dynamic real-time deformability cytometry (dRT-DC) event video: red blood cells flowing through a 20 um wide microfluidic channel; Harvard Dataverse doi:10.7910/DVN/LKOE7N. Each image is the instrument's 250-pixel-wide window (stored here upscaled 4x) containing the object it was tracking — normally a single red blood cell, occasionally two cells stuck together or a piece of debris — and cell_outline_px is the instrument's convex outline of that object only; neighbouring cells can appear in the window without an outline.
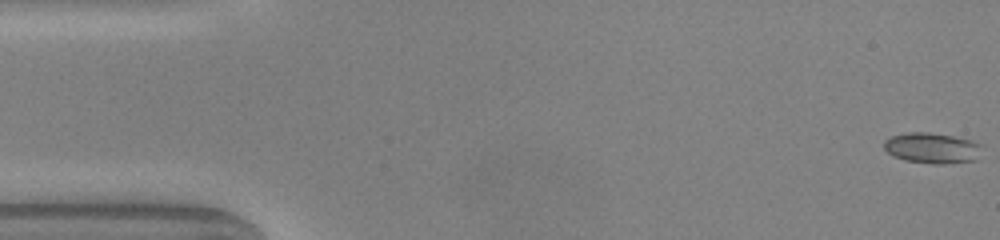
{"species": "common noctule bat (a hibernating species)", "species_latin": "Nyctalus noctula", "temperature_condition": "warm", "stored_images_in_passage": 50, "camera_frame_rate_fps": 3000, "um_per_image_px": 0.085, "animal": {"sex": "male", "body_mass_g": 20.0, "forearm_length_mm": 53.3}, "frame": {"image": 1, "passage_image": 1, "time_ms": 0.0, "image_size_px": [1000, 240], "cell_outline_px": [[980, 144], [976, 160], [944, 164], [932, 164], [904, 160], [892, 156], [884, 148], [884, 140], [892, 136], [908, 132], [928, 132], [952, 136], [968, 140]], "centroid_in_image_um": [79.16, 12.59], "position_along_channel_um": 5.8, "area_um2": 17.28}}
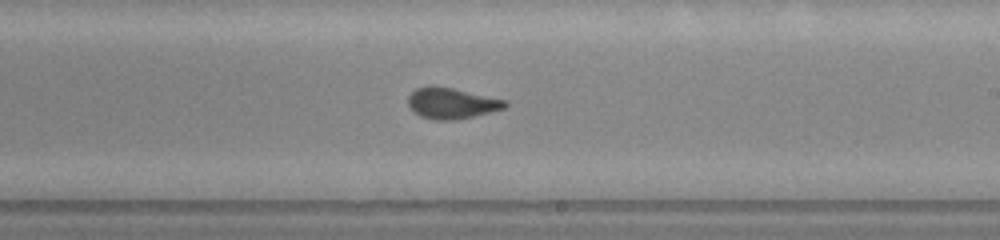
{"frame": {"image": 2, "passage_image": 29, "time_ms": 9.333, "image_size_px": [1000, 240], "cell_outline_px": [[508, 104], [504, 108], [472, 116], [452, 120], [436, 120], [420, 116], [408, 104], [408, 96], [416, 88], [432, 84], [452, 88], [508, 100]], "centroid_in_image_um": [38.38, 8.75], "position_along_channel_um": 250.6, "area_um2": 17.34}}
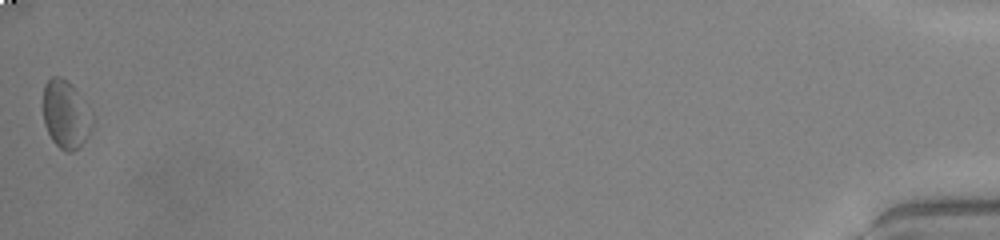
{"frame": {"image": 3, "passage_image": 50, "time_ms": 16.333, "image_size_px": [1000, 240], "cell_outline_px": [[92, 128], [84, 140], [72, 152], [68, 152], [60, 148], [52, 140], [44, 124], [44, 84], [52, 76], [60, 76], [68, 80], [92, 112]], "centroid_in_image_um": [5.58, 9.7], "position_along_channel_um": 429.6, "area_um2": 19.25}, "authors_computed_cell_mechanics": {"area_um2": 17.2822, "velocity_mm_per_s": 4.0359, "shape_relaxation_time_tau1_ms": 5.3998, "shape_relaxation_time_tau2_ms": 1.0532, "deformation_change_tau1": 0.1291, "deformation_change_tau2": 0.0433}}